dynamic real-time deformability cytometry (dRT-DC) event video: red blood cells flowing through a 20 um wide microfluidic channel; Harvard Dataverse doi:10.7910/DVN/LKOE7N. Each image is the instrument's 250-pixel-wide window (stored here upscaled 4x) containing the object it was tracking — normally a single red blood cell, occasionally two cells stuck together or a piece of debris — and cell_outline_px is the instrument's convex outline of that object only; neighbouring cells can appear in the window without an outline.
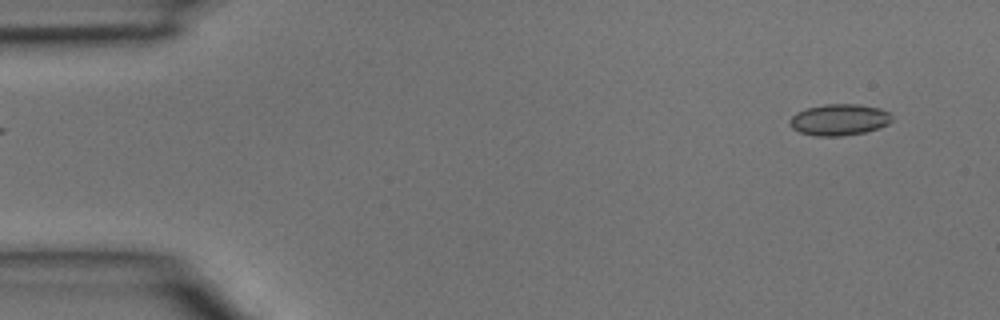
{"species": "common noctule bat (a hibernating species)", "species_latin": "Nyctalus noctula", "temperature_condition": "room temperature", "stored_images_in_passage": 5, "segment_of_instrument_passage": [2, 2], "camera_frame_rate_fps": 3000, "um_per_image_px": 0.085, "animal": {"sex": "male", "body_mass_g": 15.6}, "frame": {"image": 1, "passage_image": 5, "time_ms": 1.333, "image_size_px": [1000, 320], "cell_outline_px": [[892, 120], [888, 124], [880, 128], [864, 132], [840, 136], [816, 136], [800, 132], [792, 128], [788, 124], [788, 120], [796, 112], [808, 108], [824, 104], [860, 104], [880, 108], [888, 112], [892, 116]], "centroid_in_image_um": [71.33, 10.17], "position_along_channel_um": 13.7, "area_um2": 18.79}}